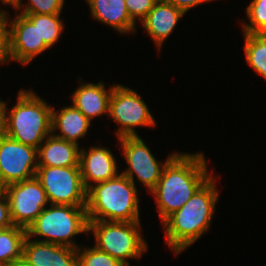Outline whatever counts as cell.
Here are the masks:
<instances>
[{"instance_id":"obj_1","label":"cell","mask_w":266,"mask_h":266,"mask_svg":"<svg viewBox=\"0 0 266 266\" xmlns=\"http://www.w3.org/2000/svg\"><path fill=\"white\" fill-rule=\"evenodd\" d=\"M202 152H178L164 167L152 193L163 223L212 176Z\"/></svg>"},{"instance_id":"obj_2","label":"cell","mask_w":266,"mask_h":266,"mask_svg":"<svg viewBox=\"0 0 266 266\" xmlns=\"http://www.w3.org/2000/svg\"><path fill=\"white\" fill-rule=\"evenodd\" d=\"M212 175L194 195L164 222L167 245L181 254L209 230L219 192Z\"/></svg>"},{"instance_id":"obj_3","label":"cell","mask_w":266,"mask_h":266,"mask_svg":"<svg viewBox=\"0 0 266 266\" xmlns=\"http://www.w3.org/2000/svg\"><path fill=\"white\" fill-rule=\"evenodd\" d=\"M135 184L119 173L87 190L88 221L137 222L139 197Z\"/></svg>"},{"instance_id":"obj_4","label":"cell","mask_w":266,"mask_h":266,"mask_svg":"<svg viewBox=\"0 0 266 266\" xmlns=\"http://www.w3.org/2000/svg\"><path fill=\"white\" fill-rule=\"evenodd\" d=\"M17 101L12 109L7 110V104L5 106L3 133L17 142L38 148L52 134V107L31 89H20Z\"/></svg>"},{"instance_id":"obj_5","label":"cell","mask_w":266,"mask_h":266,"mask_svg":"<svg viewBox=\"0 0 266 266\" xmlns=\"http://www.w3.org/2000/svg\"><path fill=\"white\" fill-rule=\"evenodd\" d=\"M26 231L29 238L33 236L45 238L35 241L78 249L80 246L71 238L89 232L86 206L50 204L48 208L42 210Z\"/></svg>"},{"instance_id":"obj_6","label":"cell","mask_w":266,"mask_h":266,"mask_svg":"<svg viewBox=\"0 0 266 266\" xmlns=\"http://www.w3.org/2000/svg\"><path fill=\"white\" fill-rule=\"evenodd\" d=\"M140 228V221H89V231L95 239L94 246L125 266H130L128 259L141 258L143 253L148 251L149 245L142 237Z\"/></svg>"},{"instance_id":"obj_7","label":"cell","mask_w":266,"mask_h":266,"mask_svg":"<svg viewBox=\"0 0 266 266\" xmlns=\"http://www.w3.org/2000/svg\"><path fill=\"white\" fill-rule=\"evenodd\" d=\"M35 177L53 205L86 206L87 190L79 166H38Z\"/></svg>"},{"instance_id":"obj_8","label":"cell","mask_w":266,"mask_h":266,"mask_svg":"<svg viewBox=\"0 0 266 266\" xmlns=\"http://www.w3.org/2000/svg\"><path fill=\"white\" fill-rule=\"evenodd\" d=\"M108 114L113 121L120 125L116 132L118 138L138 136L135 127L154 128L156 126V121L141 95L124 85H113Z\"/></svg>"},{"instance_id":"obj_9","label":"cell","mask_w":266,"mask_h":266,"mask_svg":"<svg viewBox=\"0 0 266 266\" xmlns=\"http://www.w3.org/2000/svg\"><path fill=\"white\" fill-rule=\"evenodd\" d=\"M118 139L123 149L122 154L126 160V164L129 166L121 173L134 184L135 175L137 181L143 187L145 186L148 192H151L161 178L164 167L178 152L170 154L164 163H159L139 135L123 136Z\"/></svg>"},{"instance_id":"obj_10","label":"cell","mask_w":266,"mask_h":266,"mask_svg":"<svg viewBox=\"0 0 266 266\" xmlns=\"http://www.w3.org/2000/svg\"><path fill=\"white\" fill-rule=\"evenodd\" d=\"M2 190L9 202L13 224L26 230L49 204L36 177L8 184Z\"/></svg>"},{"instance_id":"obj_11","label":"cell","mask_w":266,"mask_h":266,"mask_svg":"<svg viewBox=\"0 0 266 266\" xmlns=\"http://www.w3.org/2000/svg\"><path fill=\"white\" fill-rule=\"evenodd\" d=\"M37 148L0 134V190L11 183L35 177Z\"/></svg>"},{"instance_id":"obj_12","label":"cell","mask_w":266,"mask_h":266,"mask_svg":"<svg viewBox=\"0 0 266 266\" xmlns=\"http://www.w3.org/2000/svg\"><path fill=\"white\" fill-rule=\"evenodd\" d=\"M0 12H6L7 16L11 61H18L26 66L37 55L49 49L43 39H40L37 26H34L24 14H16L14 19L9 21L7 10H0Z\"/></svg>"},{"instance_id":"obj_13","label":"cell","mask_w":266,"mask_h":266,"mask_svg":"<svg viewBox=\"0 0 266 266\" xmlns=\"http://www.w3.org/2000/svg\"><path fill=\"white\" fill-rule=\"evenodd\" d=\"M80 173L86 190L93 183L110 180L119 174L117 162L108 147L91 146L90 149H80Z\"/></svg>"},{"instance_id":"obj_14","label":"cell","mask_w":266,"mask_h":266,"mask_svg":"<svg viewBox=\"0 0 266 266\" xmlns=\"http://www.w3.org/2000/svg\"><path fill=\"white\" fill-rule=\"evenodd\" d=\"M23 257L33 266H78L77 249L26 237Z\"/></svg>"},{"instance_id":"obj_15","label":"cell","mask_w":266,"mask_h":266,"mask_svg":"<svg viewBox=\"0 0 266 266\" xmlns=\"http://www.w3.org/2000/svg\"><path fill=\"white\" fill-rule=\"evenodd\" d=\"M184 14L181 9L174 5L164 0H157L147 16L141 21L144 30L154 41L158 51L161 50L162 44Z\"/></svg>"},{"instance_id":"obj_16","label":"cell","mask_w":266,"mask_h":266,"mask_svg":"<svg viewBox=\"0 0 266 266\" xmlns=\"http://www.w3.org/2000/svg\"><path fill=\"white\" fill-rule=\"evenodd\" d=\"M80 81L81 85L72 94V104L90 121L100 115L106 113L108 115L109 99L113 91V85L106 90L103 82L84 84L81 78Z\"/></svg>"},{"instance_id":"obj_17","label":"cell","mask_w":266,"mask_h":266,"mask_svg":"<svg viewBox=\"0 0 266 266\" xmlns=\"http://www.w3.org/2000/svg\"><path fill=\"white\" fill-rule=\"evenodd\" d=\"M38 166H79V145L60 139L52 134L37 148Z\"/></svg>"},{"instance_id":"obj_18","label":"cell","mask_w":266,"mask_h":266,"mask_svg":"<svg viewBox=\"0 0 266 266\" xmlns=\"http://www.w3.org/2000/svg\"><path fill=\"white\" fill-rule=\"evenodd\" d=\"M91 16L118 33H135V21L130 17L124 0H86Z\"/></svg>"},{"instance_id":"obj_19","label":"cell","mask_w":266,"mask_h":266,"mask_svg":"<svg viewBox=\"0 0 266 266\" xmlns=\"http://www.w3.org/2000/svg\"><path fill=\"white\" fill-rule=\"evenodd\" d=\"M90 125L91 121L73 104L59 112L52 107V133L60 139L79 145L78 139L85 137ZM56 130L61 133L56 134Z\"/></svg>"},{"instance_id":"obj_20","label":"cell","mask_w":266,"mask_h":266,"mask_svg":"<svg viewBox=\"0 0 266 266\" xmlns=\"http://www.w3.org/2000/svg\"><path fill=\"white\" fill-rule=\"evenodd\" d=\"M27 231L18 226L0 230V266H9L23 257V245Z\"/></svg>"},{"instance_id":"obj_21","label":"cell","mask_w":266,"mask_h":266,"mask_svg":"<svg viewBox=\"0 0 266 266\" xmlns=\"http://www.w3.org/2000/svg\"><path fill=\"white\" fill-rule=\"evenodd\" d=\"M244 37L247 64L266 79V34L244 33Z\"/></svg>"},{"instance_id":"obj_22","label":"cell","mask_w":266,"mask_h":266,"mask_svg":"<svg viewBox=\"0 0 266 266\" xmlns=\"http://www.w3.org/2000/svg\"><path fill=\"white\" fill-rule=\"evenodd\" d=\"M33 24L37 26L40 39L50 48L57 41L64 31L63 22L60 14H24Z\"/></svg>"},{"instance_id":"obj_23","label":"cell","mask_w":266,"mask_h":266,"mask_svg":"<svg viewBox=\"0 0 266 266\" xmlns=\"http://www.w3.org/2000/svg\"><path fill=\"white\" fill-rule=\"evenodd\" d=\"M249 22L243 23V33L266 34V0H252L246 8Z\"/></svg>"},{"instance_id":"obj_24","label":"cell","mask_w":266,"mask_h":266,"mask_svg":"<svg viewBox=\"0 0 266 266\" xmlns=\"http://www.w3.org/2000/svg\"><path fill=\"white\" fill-rule=\"evenodd\" d=\"M78 266H125L96 246L85 248L83 244L77 249Z\"/></svg>"},{"instance_id":"obj_25","label":"cell","mask_w":266,"mask_h":266,"mask_svg":"<svg viewBox=\"0 0 266 266\" xmlns=\"http://www.w3.org/2000/svg\"><path fill=\"white\" fill-rule=\"evenodd\" d=\"M65 0H28L27 6L22 4V0H15L12 7L21 9V14H61ZM23 6V7H22Z\"/></svg>"},{"instance_id":"obj_26","label":"cell","mask_w":266,"mask_h":266,"mask_svg":"<svg viewBox=\"0 0 266 266\" xmlns=\"http://www.w3.org/2000/svg\"><path fill=\"white\" fill-rule=\"evenodd\" d=\"M130 17L142 21L153 8L157 0H124Z\"/></svg>"},{"instance_id":"obj_27","label":"cell","mask_w":266,"mask_h":266,"mask_svg":"<svg viewBox=\"0 0 266 266\" xmlns=\"http://www.w3.org/2000/svg\"><path fill=\"white\" fill-rule=\"evenodd\" d=\"M6 12H0V63L11 61L9 54V29Z\"/></svg>"},{"instance_id":"obj_28","label":"cell","mask_w":266,"mask_h":266,"mask_svg":"<svg viewBox=\"0 0 266 266\" xmlns=\"http://www.w3.org/2000/svg\"><path fill=\"white\" fill-rule=\"evenodd\" d=\"M8 199L3 190H0V230L13 226Z\"/></svg>"},{"instance_id":"obj_29","label":"cell","mask_w":266,"mask_h":266,"mask_svg":"<svg viewBox=\"0 0 266 266\" xmlns=\"http://www.w3.org/2000/svg\"><path fill=\"white\" fill-rule=\"evenodd\" d=\"M175 7L181 9L184 13L189 11V9L197 7L198 5L202 3H208L213 0H164Z\"/></svg>"},{"instance_id":"obj_30","label":"cell","mask_w":266,"mask_h":266,"mask_svg":"<svg viewBox=\"0 0 266 266\" xmlns=\"http://www.w3.org/2000/svg\"><path fill=\"white\" fill-rule=\"evenodd\" d=\"M5 106L6 102L0 100V134H2L4 131Z\"/></svg>"},{"instance_id":"obj_31","label":"cell","mask_w":266,"mask_h":266,"mask_svg":"<svg viewBox=\"0 0 266 266\" xmlns=\"http://www.w3.org/2000/svg\"><path fill=\"white\" fill-rule=\"evenodd\" d=\"M9 266H33L30 264L24 257L16 259L12 264Z\"/></svg>"},{"instance_id":"obj_32","label":"cell","mask_w":266,"mask_h":266,"mask_svg":"<svg viewBox=\"0 0 266 266\" xmlns=\"http://www.w3.org/2000/svg\"><path fill=\"white\" fill-rule=\"evenodd\" d=\"M0 2L5 5H13V2L11 0H0Z\"/></svg>"}]
</instances>
